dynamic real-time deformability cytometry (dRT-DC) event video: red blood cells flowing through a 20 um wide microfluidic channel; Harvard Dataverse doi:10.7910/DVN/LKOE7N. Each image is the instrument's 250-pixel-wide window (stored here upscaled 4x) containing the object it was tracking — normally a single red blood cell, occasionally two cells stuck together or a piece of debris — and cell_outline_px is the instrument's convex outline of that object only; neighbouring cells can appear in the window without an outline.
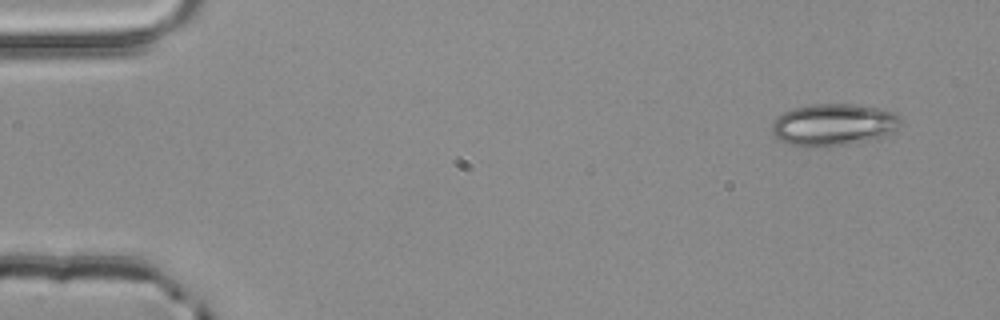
{"species": "common noctule bat (a hibernating species)", "species_latin": "Nyctalus noctula", "temperature_condition": "room temperature", "stored_images_in_passage": 4, "camera_frame_rate_fps": 3000, "um_per_image_px": 0.085, "animal": {"sex": "male", "body_mass_g": 20.4}, "frame": {"image": 1, "passage_image": 1, "time_ms": 0.0, "image_size_px": [1000, 320], "cell_outline_px": [[904, 124], [884, 136], [876, 140], [848, 144], [816, 148], [788, 144], [776, 140], [772, 132], [772, 120], [776, 116], [792, 108], [816, 104], [856, 104], [876, 108], [892, 112], [900, 116], [904, 120]], "centroid_in_image_um": [70.84, 10.62], "position_along_channel_um": 14.2, "area_um2": 32.19}}